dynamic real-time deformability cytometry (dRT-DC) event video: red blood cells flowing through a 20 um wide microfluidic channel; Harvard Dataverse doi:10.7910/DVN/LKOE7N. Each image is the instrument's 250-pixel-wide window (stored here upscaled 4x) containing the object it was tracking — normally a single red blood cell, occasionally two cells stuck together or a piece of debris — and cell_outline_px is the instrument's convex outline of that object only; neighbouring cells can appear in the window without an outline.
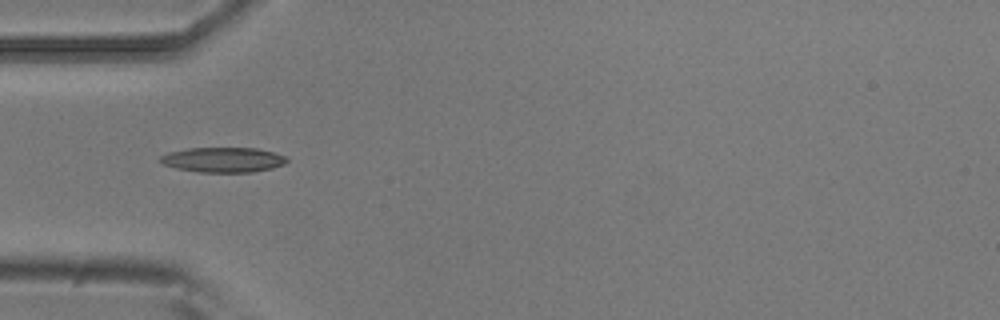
{"species": "common noctule bat (a hibernating species)", "species_latin": "Nyctalus noctula", "temperature_condition": "room temperature", "stored_images_in_passage": 5, "camera_frame_rate_fps": 3000, "um_per_image_px": 0.085, "animal": {"sex": "male", "body_mass_g": 20.5, "forearm_length_mm": 52.5}, "frame": {"image": 1, "passage_image": 2, "time_ms": 0.333, "image_size_px": [1000, 320], "cell_outline_px": [[288, 160], [284, 164], [272, 168], [252, 172], [200, 172], [176, 168], [164, 164], [160, 160], [160, 156], [168, 152], [188, 148], [256, 148], [288, 156]], "centroid_in_image_um": [18.98, 13.58], "position_along_channel_um": 66.0, "area_um2": 18.38}}
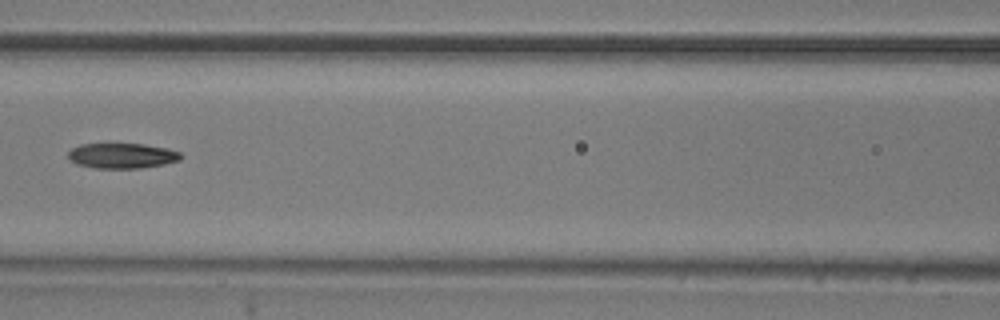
{"frame": {"image": 2, "passage_image": 4, "time_ms": 1.0, "image_size_px": [1000, 320], "cell_outline_px": [[184, 156], [180, 160], [164, 164], [140, 168], [96, 168], [76, 164], [68, 160], [68, 152], [72, 148], [80, 144], [144, 144], [168, 148], [180, 152]], "centroid_in_image_um": [10.38, 13.23], "position_along_channel_um": 156.2, "area_um2": 16.7}}
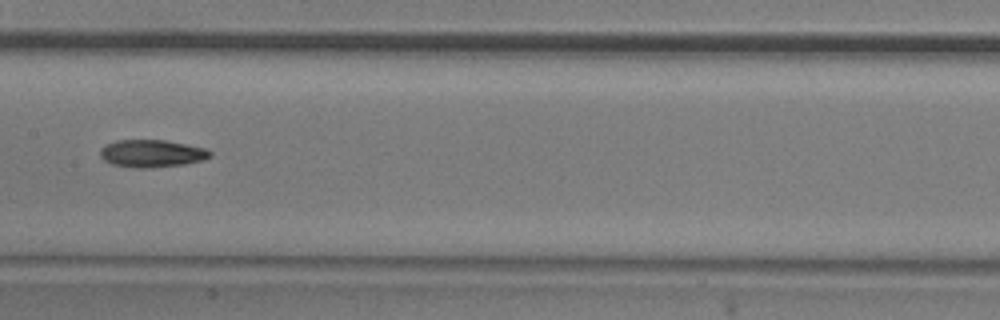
{"frame": {"image": 3, "passage_image": 5, "time_ms": 1.333, "image_size_px": [1000, 320], "cell_outline_px": [[212, 156], [204, 160], [184, 164], [144, 168], [136, 168], [112, 164], [104, 160], [100, 156], [100, 148], [116, 140], [164, 140], [204, 148], [212, 152]], "centroid_in_image_um": [12.9, 13.05], "position_along_channel_um": 194.5, "area_um2": 17.46}}